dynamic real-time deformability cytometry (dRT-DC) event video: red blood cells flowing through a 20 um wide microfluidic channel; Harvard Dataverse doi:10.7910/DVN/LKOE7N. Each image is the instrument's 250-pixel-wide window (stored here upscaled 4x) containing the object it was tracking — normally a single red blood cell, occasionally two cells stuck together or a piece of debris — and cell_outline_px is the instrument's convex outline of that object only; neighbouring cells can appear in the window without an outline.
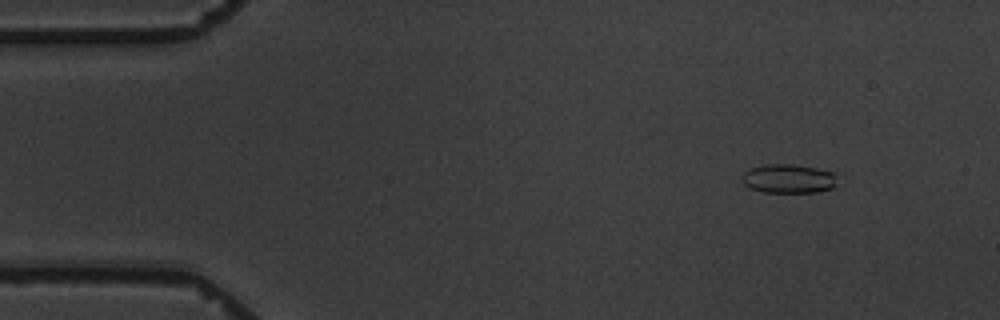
{"species": "common noctule bat (a hibernating species)", "species_latin": "Nyctalus noctula", "temperature_condition": "warm", "stored_images_in_passage": 3, "camera_frame_rate_fps": 3000, "um_per_image_px": 0.085, "animal": {"sex": "male", "body_mass_g": 19.5, "forearm_length_mm": 54.6}, "frame": {"image": 1, "passage_image": 1, "time_ms": 0.0, "image_size_px": [1000, 320], "cell_outline_px": [[836, 184], [832, 188], [816, 192], [764, 192], [752, 188], [744, 184], [740, 180], [740, 176], [748, 168], [764, 164], [792, 164], [816, 168], [832, 172], [836, 176]], "centroid_in_image_um": [66.97, 15.17], "position_along_channel_um": 18.0, "area_um2": 16.18}}